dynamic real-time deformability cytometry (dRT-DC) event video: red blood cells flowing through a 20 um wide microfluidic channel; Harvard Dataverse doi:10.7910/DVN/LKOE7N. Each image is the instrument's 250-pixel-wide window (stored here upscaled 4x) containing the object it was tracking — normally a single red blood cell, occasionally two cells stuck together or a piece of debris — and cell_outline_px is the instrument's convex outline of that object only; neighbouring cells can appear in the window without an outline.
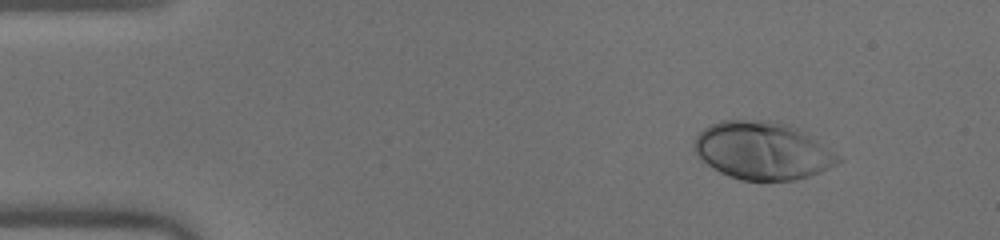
{"species": "human", "species_latin": "Homo sapiens", "temperature_condition": "warm", "stored_images_in_passage": 46, "camera_frame_rate_fps": 3000, "um_per_image_px": 0.085, "donor": {"sex": "male"}, "frame": {"image": 1, "passage_image": 1, "time_ms": 0.0, "image_size_px": [1000, 240], "cell_outline_px": [[840, 160], [836, 164], [820, 172], [796, 180], [740, 180], [728, 176], [712, 168], [700, 160], [696, 156], [696, 136], [704, 128], [720, 120], [756, 120], [788, 124], [796, 128], [836, 156]], "centroid_in_image_um": [64.71, 12.82], "position_along_channel_um": 20.3, "area_um2": 47.28}}
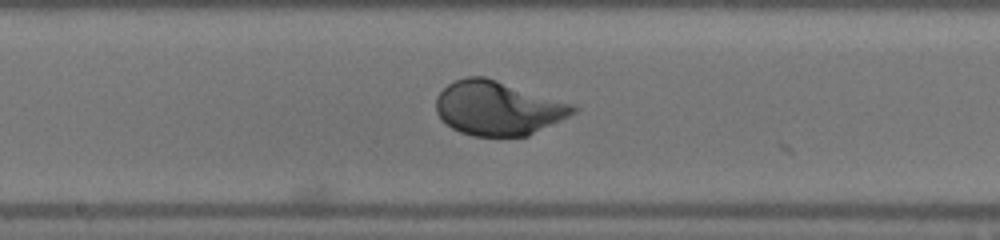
{"frame": {"image": 2, "passage_image": 22, "time_ms": 7.0, "image_size_px": [1000, 240], "cell_outline_px": [[576, 112], [528, 136], [472, 136], [460, 132], [452, 128], [440, 120], [436, 112], [436, 96], [448, 84], [456, 80], [468, 76], [484, 76], [572, 104], [576, 108]], "centroid_in_image_um": [42.26, 9.2], "position_along_channel_um": 205.9, "area_um2": 42.89}}
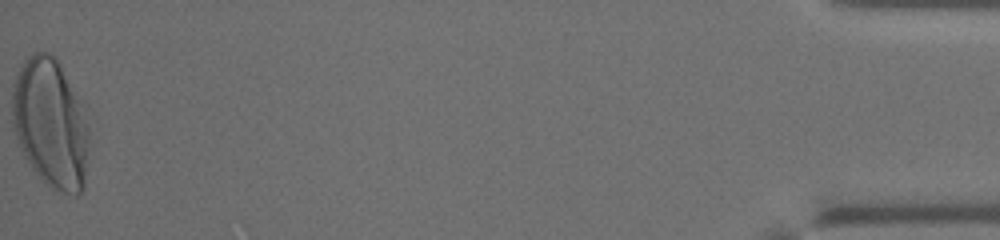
{"frame": {"image": 3, "passage_image": 46, "time_ms": 15.0, "image_size_px": [1000, 240], "cell_outline_px": [[88, 148], [84, 188], [76, 196], [72, 196], [56, 192], [32, 168], [24, 156], [20, 148], [12, 128], [12, 92], [16, 76], [24, 60], [32, 52], [52, 52], [88, 104]], "centroid_in_image_um": [4.35, 10.44], "position_along_channel_um": 430.8, "area_um2": 59.59}, "authors_computed_cell_mechanics": {"area_um2": 43.2633, "velocity_mm_per_s": 4.0209, "shape_relaxation_time_tau1_ms": 2.218, "shape_relaxation_time_tau2_ms": null, "deformation_change_tau1": 0.1808, "deformation_change_tau2": null}}